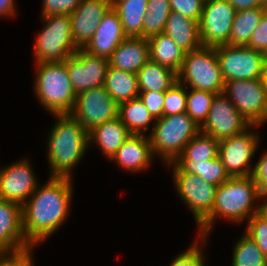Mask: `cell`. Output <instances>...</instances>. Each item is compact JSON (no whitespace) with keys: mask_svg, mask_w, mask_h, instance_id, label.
Instances as JSON below:
<instances>
[{"mask_svg":"<svg viewBox=\"0 0 267 266\" xmlns=\"http://www.w3.org/2000/svg\"><path fill=\"white\" fill-rule=\"evenodd\" d=\"M38 184L22 207L26 241L35 249L51 238L70 217L74 196L73 179L47 177Z\"/></svg>","mask_w":267,"mask_h":266,"instance_id":"6da1fadb","label":"cell"},{"mask_svg":"<svg viewBox=\"0 0 267 266\" xmlns=\"http://www.w3.org/2000/svg\"><path fill=\"white\" fill-rule=\"evenodd\" d=\"M50 116L56 120L46 136L49 176L74 179L75 168L90 150L89 132L70 114Z\"/></svg>","mask_w":267,"mask_h":266,"instance_id":"7a4b0ae2","label":"cell"},{"mask_svg":"<svg viewBox=\"0 0 267 266\" xmlns=\"http://www.w3.org/2000/svg\"><path fill=\"white\" fill-rule=\"evenodd\" d=\"M260 198L252 176L230 177L217 186L211 214L197 228V237L210 238L217 220L224 219L233 225L246 223L258 213Z\"/></svg>","mask_w":267,"mask_h":266,"instance_id":"3957f363","label":"cell"},{"mask_svg":"<svg viewBox=\"0 0 267 266\" xmlns=\"http://www.w3.org/2000/svg\"><path fill=\"white\" fill-rule=\"evenodd\" d=\"M34 66V98L49 115L70 114L76 94L65 62L36 63Z\"/></svg>","mask_w":267,"mask_h":266,"instance_id":"277c9868","label":"cell"},{"mask_svg":"<svg viewBox=\"0 0 267 266\" xmlns=\"http://www.w3.org/2000/svg\"><path fill=\"white\" fill-rule=\"evenodd\" d=\"M199 131L186 112L157 119L149 135L154 158L158 156L164 166L175 162Z\"/></svg>","mask_w":267,"mask_h":266,"instance_id":"5b68a950","label":"cell"},{"mask_svg":"<svg viewBox=\"0 0 267 266\" xmlns=\"http://www.w3.org/2000/svg\"><path fill=\"white\" fill-rule=\"evenodd\" d=\"M40 20L42 28L33 47L35 64L65 62L78 51L72 39L70 15L54 14Z\"/></svg>","mask_w":267,"mask_h":266,"instance_id":"8992f818","label":"cell"},{"mask_svg":"<svg viewBox=\"0 0 267 266\" xmlns=\"http://www.w3.org/2000/svg\"><path fill=\"white\" fill-rule=\"evenodd\" d=\"M177 82L186 88L215 94L223 92L225 81L215 47L201 46L197 50L187 52L177 73Z\"/></svg>","mask_w":267,"mask_h":266,"instance_id":"52a82bcc","label":"cell"},{"mask_svg":"<svg viewBox=\"0 0 267 266\" xmlns=\"http://www.w3.org/2000/svg\"><path fill=\"white\" fill-rule=\"evenodd\" d=\"M260 127L259 125H251L242 133L219 141L218 157L230 177L252 175L253 157L255 158L258 149L261 148V137H263L257 131Z\"/></svg>","mask_w":267,"mask_h":266,"instance_id":"ba28073f","label":"cell"},{"mask_svg":"<svg viewBox=\"0 0 267 266\" xmlns=\"http://www.w3.org/2000/svg\"><path fill=\"white\" fill-rule=\"evenodd\" d=\"M172 167V180L179 201L190 209L197 228L210 216L217 186L205 182L198 175L185 173L175 162L165 165Z\"/></svg>","mask_w":267,"mask_h":266,"instance_id":"9c48e42d","label":"cell"},{"mask_svg":"<svg viewBox=\"0 0 267 266\" xmlns=\"http://www.w3.org/2000/svg\"><path fill=\"white\" fill-rule=\"evenodd\" d=\"M224 81L261 79L267 56L248 46L215 47Z\"/></svg>","mask_w":267,"mask_h":266,"instance_id":"30bf717a","label":"cell"},{"mask_svg":"<svg viewBox=\"0 0 267 266\" xmlns=\"http://www.w3.org/2000/svg\"><path fill=\"white\" fill-rule=\"evenodd\" d=\"M223 93L251 125L267 123V94L261 79L225 81Z\"/></svg>","mask_w":267,"mask_h":266,"instance_id":"8fae6325","label":"cell"},{"mask_svg":"<svg viewBox=\"0 0 267 266\" xmlns=\"http://www.w3.org/2000/svg\"><path fill=\"white\" fill-rule=\"evenodd\" d=\"M236 12L227 0L204 1L198 23L201 45L216 47L228 44Z\"/></svg>","mask_w":267,"mask_h":266,"instance_id":"7c38bea8","label":"cell"},{"mask_svg":"<svg viewBox=\"0 0 267 266\" xmlns=\"http://www.w3.org/2000/svg\"><path fill=\"white\" fill-rule=\"evenodd\" d=\"M88 132L95 126L118 117V104L104 86L76 94L70 113Z\"/></svg>","mask_w":267,"mask_h":266,"instance_id":"4fadbf2b","label":"cell"},{"mask_svg":"<svg viewBox=\"0 0 267 266\" xmlns=\"http://www.w3.org/2000/svg\"><path fill=\"white\" fill-rule=\"evenodd\" d=\"M251 124L245 119L223 93L215 94L208 117L200 127V132L205 133L220 141L233 135L242 133Z\"/></svg>","mask_w":267,"mask_h":266,"instance_id":"5bb4252c","label":"cell"},{"mask_svg":"<svg viewBox=\"0 0 267 266\" xmlns=\"http://www.w3.org/2000/svg\"><path fill=\"white\" fill-rule=\"evenodd\" d=\"M25 157L0 167V199L13 201L21 206L36 190L40 181L35 174L32 160L26 155Z\"/></svg>","mask_w":267,"mask_h":266,"instance_id":"9a60e30c","label":"cell"},{"mask_svg":"<svg viewBox=\"0 0 267 266\" xmlns=\"http://www.w3.org/2000/svg\"><path fill=\"white\" fill-rule=\"evenodd\" d=\"M65 65L75 94L104 86L109 66L107 59L78 48V51L65 61Z\"/></svg>","mask_w":267,"mask_h":266,"instance_id":"2e32d148","label":"cell"},{"mask_svg":"<svg viewBox=\"0 0 267 266\" xmlns=\"http://www.w3.org/2000/svg\"><path fill=\"white\" fill-rule=\"evenodd\" d=\"M22 227L20 204L0 199V253L33 252Z\"/></svg>","mask_w":267,"mask_h":266,"instance_id":"e0dca14e","label":"cell"},{"mask_svg":"<svg viewBox=\"0 0 267 266\" xmlns=\"http://www.w3.org/2000/svg\"><path fill=\"white\" fill-rule=\"evenodd\" d=\"M112 7V0H82L70 15L71 34L78 48H83L92 38L101 19Z\"/></svg>","mask_w":267,"mask_h":266,"instance_id":"ac0fdd59","label":"cell"},{"mask_svg":"<svg viewBox=\"0 0 267 266\" xmlns=\"http://www.w3.org/2000/svg\"><path fill=\"white\" fill-rule=\"evenodd\" d=\"M148 135L131 134L109 160L129 174L147 171L154 161Z\"/></svg>","mask_w":267,"mask_h":266,"instance_id":"d6986e66","label":"cell"},{"mask_svg":"<svg viewBox=\"0 0 267 266\" xmlns=\"http://www.w3.org/2000/svg\"><path fill=\"white\" fill-rule=\"evenodd\" d=\"M126 38L120 18L113 7H111L101 19L96 32L83 49L108 60L112 52Z\"/></svg>","mask_w":267,"mask_h":266,"instance_id":"ffe728a7","label":"cell"},{"mask_svg":"<svg viewBox=\"0 0 267 266\" xmlns=\"http://www.w3.org/2000/svg\"><path fill=\"white\" fill-rule=\"evenodd\" d=\"M149 60L148 39L143 37H127L108 59L110 67L130 73H137Z\"/></svg>","mask_w":267,"mask_h":266,"instance_id":"44dd1931","label":"cell"},{"mask_svg":"<svg viewBox=\"0 0 267 266\" xmlns=\"http://www.w3.org/2000/svg\"><path fill=\"white\" fill-rule=\"evenodd\" d=\"M130 135L119 117H116L89 131V147H97L107 158L105 160H110Z\"/></svg>","mask_w":267,"mask_h":266,"instance_id":"7402d4cb","label":"cell"},{"mask_svg":"<svg viewBox=\"0 0 267 266\" xmlns=\"http://www.w3.org/2000/svg\"><path fill=\"white\" fill-rule=\"evenodd\" d=\"M163 33L170 36L186 53L197 50L202 46L198 22L178 12H170Z\"/></svg>","mask_w":267,"mask_h":266,"instance_id":"603a6c76","label":"cell"},{"mask_svg":"<svg viewBox=\"0 0 267 266\" xmlns=\"http://www.w3.org/2000/svg\"><path fill=\"white\" fill-rule=\"evenodd\" d=\"M118 117L127 130L135 135L149 133V136L156 122L139 97L119 103Z\"/></svg>","mask_w":267,"mask_h":266,"instance_id":"cb8c5ba5","label":"cell"},{"mask_svg":"<svg viewBox=\"0 0 267 266\" xmlns=\"http://www.w3.org/2000/svg\"><path fill=\"white\" fill-rule=\"evenodd\" d=\"M149 59L176 73L180 70L185 54L170 36L160 33L148 38Z\"/></svg>","mask_w":267,"mask_h":266,"instance_id":"d4e9b609","label":"cell"},{"mask_svg":"<svg viewBox=\"0 0 267 266\" xmlns=\"http://www.w3.org/2000/svg\"><path fill=\"white\" fill-rule=\"evenodd\" d=\"M148 0H112L126 37H143L144 15Z\"/></svg>","mask_w":267,"mask_h":266,"instance_id":"484cf974","label":"cell"},{"mask_svg":"<svg viewBox=\"0 0 267 266\" xmlns=\"http://www.w3.org/2000/svg\"><path fill=\"white\" fill-rule=\"evenodd\" d=\"M139 92H166L177 83V73L151 60L136 73Z\"/></svg>","mask_w":267,"mask_h":266,"instance_id":"4316f807","label":"cell"},{"mask_svg":"<svg viewBox=\"0 0 267 266\" xmlns=\"http://www.w3.org/2000/svg\"><path fill=\"white\" fill-rule=\"evenodd\" d=\"M104 88L117 103L139 96L137 74L108 66Z\"/></svg>","mask_w":267,"mask_h":266,"instance_id":"83f0119b","label":"cell"},{"mask_svg":"<svg viewBox=\"0 0 267 266\" xmlns=\"http://www.w3.org/2000/svg\"><path fill=\"white\" fill-rule=\"evenodd\" d=\"M266 10V7H261L237 11L232 23L228 45L247 46Z\"/></svg>","mask_w":267,"mask_h":266,"instance_id":"f1b7e54d","label":"cell"},{"mask_svg":"<svg viewBox=\"0 0 267 266\" xmlns=\"http://www.w3.org/2000/svg\"><path fill=\"white\" fill-rule=\"evenodd\" d=\"M219 141L198 132L184 147L182 154L175 163H200L218 157Z\"/></svg>","mask_w":267,"mask_h":266,"instance_id":"f546056e","label":"cell"},{"mask_svg":"<svg viewBox=\"0 0 267 266\" xmlns=\"http://www.w3.org/2000/svg\"><path fill=\"white\" fill-rule=\"evenodd\" d=\"M240 238V239H239ZM234 241L231 266H267V257L244 232Z\"/></svg>","mask_w":267,"mask_h":266,"instance_id":"4dcf8cb0","label":"cell"},{"mask_svg":"<svg viewBox=\"0 0 267 266\" xmlns=\"http://www.w3.org/2000/svg\"><path fill=\"white\" fill-rule=\"evenodd\" d=\"M185 173L198 175L205 182L219 186L221 183L227 181L230 176L226 172L221 159L206 160L200 163H176Z\"/></svg>","mask_w":267,"mask_h":266,"instance_id":"1f68e13d","label":"cell"},{"mask_svg":"<svg viewBox=\"0 0 267 266\" xmlns=\"http://www.w3.org/2000/svg\"><path fill=\"white\" fill-rule=\"evenodd\" d=\"M171 12L169 0H148L147 13L143 21V38L164 32L165 23Z\"/></svg>","mask_w":267,"mask_h":266,"instance_id":"d6a6232c","label":"cell"},{"mask_svg":"<svg viewBox=\"0 0 267 266\" xmlns=\"http://www.w3.org/2000/svg\"><path fill=\"white\" fill-rule=\"evenodd\" d=\"M214 96L215 93L213 92L187 88L186 113L199 128L204 124L208 117Z\"/></svg>","mask_w":267,"mask_h":266,"instance_id":"836d02e7","label":"cell"},{"mask_svg":"<svg viewBox=\"0 0 267 266\" xmlns=\"http://www.w3.org/2000/svg\"><path fill=\"white\" fill-rule=\"evenodd\" d=\"M195 237L193 243L191 242L188 248L179 252L168 266H207L205 263L209 256H206L204 247L210 240L207 237Z\"/></svg>","mask_w":267,"mask_h":266,"instance_id":"e575fe53","label":"cell"},{"mask_svg":"<svg viewBox=\"0 0 267 266\" xmlns=\"http://www.w3.org/2000/svg\"><path fill=\"white\" fill-rule=\"evenodd\" d=\"M187 88L180 84H174L165 92L163 116H171L186 112Z\"/></svg>","mask_w":267,"mask_h":266,"instance_id":"d590c367","label":"cell"},{"mask_svg":"<svg viewBox=\"0 0 267 266\" xmlns=\"http://www.w3.org/2000/svg\"><path fill=\"white\" fill-rule=\"evenodd\" d=\"M245 225L244 233L256 242L267 257V222L257 213Z\"/></svg>","mask_w":267,"mask_h":266,"instance_id":"8d00e7d4","label":"cell"},{"mask_svg":"<svg viewBox=\"0 0 267 266\" xmlns=\"http://www.w3.org/2000/svg\"><path fill=\"white\" fill-rule=\"evenodd\" d=\"M82 0H42L41 17L54 14L71 15Z\"/></svg>","mask_w":267,"mask_h":266,"instance_id":"74e56055","label":"cell"},{"mask_svg":"<svg viewBox=\"0 0 267 266\" xmlns=\"http://www.w3.org/2000/svg\"><path fill=\"white\" fill-rule=\"evenodd\" d=\"M171 11L178 12L198 23L203 11V0H169Z\"/></svg>","mask_w":267,"mask_h":266,"instance_id":"f35d334b","label":"cell"},{"mask_svg":"<svg viewBox=\"0 0 267 266\" xmlns=\"http://www.w3.org/2000/svg\"><path fill=\"white\" fill-rule=\"evenodd\" d=\"M139 99L150 112L152 117L157 120L163 117V105L165 101V92L146 91L139 92Z\"/></svg>","mask_w":267,"mask_h":266,"instance_id":"ab89813d","label":"cell"},{"mask_svg":"<svg viewBox=\"0 0 267 266\" xmlns=\"http://www.w3.org/2000/svg\"><path fill=\"white\" fill-rule=\"evenodd\" d=\"M247 46L267 56V10L262 15L259 25L252 33Z\"/></svg>","mask_w":267,"mask_h":266,"instance_id":"60d3db41","label":"cell"},{"mask_svg":"<svg viewBox=\"0 0 267 266\" xmlns=\"http://www.w3.org/2000/svg\"><path fill=\"white\" fill-rule=\"evenodd\" d=\"M258 158L251 176L258 187L260 197H267V150H262Z\"/></svg>","mask_w":267,"mask_h":266,"instance_id":"b9f144b4","label":"cell"},{"mask_svg":"<svg viewBox=\"0 0 267 266\" xmlns=\"http://www.w3.org/2000/svg\"><path fill=\"white\" fill-rule=\"evenodd\" d=\"M33 255V252L0 253V266H23Z\"/></svg>","mask_w":267,"mask_h":266,"instance_id":"7bdbcfd3","label":"cell"},{"mask_svg":"<svg viewBox=\"0 0 267 266\" xmlns=\"http://www.w3.org/2000/svg\"><path fill=\"white\" fill-rule=\"evenodd\" d=\"M17 0H0V19H13L17 16Z\"/></svg>","mask_w":267,"mask_h":266,"instance_id":"ee69618b","label":"cell"},{"mask_svg":"<svg viewBox=\"0 0 267 266\" xmlns=\"http://www.w3.org/2000/svg\"><path fill=\"white\" fill-rule=\"evenodd\" d=\"M236 11L264 7L262 0H227Z\"/></svg>","mask_w":267,"mask_h":266,"instance_id":"f6af8a7d","label":"cell"},{"mask_svg":"<svg viewBox=\"0 0 267 266\" xmlns=\"http://www.w3.org/2000/svg\"><path fill=\"white\" fill-rule=\"evenodd\" d=\"M258 214L267 222V197H261Z\"/></svg>","mask_w":267,"mask_h":266,"instance_id":"bcb514c9","label":"cell"},{"mask_svg":"<svg viewBox=\"0 0 267 266\" xmlns=\"http://www.w3.org/2000/svg\"><path fill=\"white\" fill-rule=\"evenodd\" d=\"M261 80H262L263 87H264L266 94H267V61L265 63L264 69H263Z\"/></svg>","mask_w":267,"mask_h":266,"instance_id":"7dc6e473","label":"cell"},{"mask_svg":"<svg viewBox=\"0 0 267 266\" xmlns=\"http://www.w3.org/2000/svg\"><path fill=\"white\" fill-rule=\"evenodd\" d=\"M34 256L35 255H33L23 266H36Z\"/></svg>","mask_w":267,"mask_h":266,"instance_id":"c3c4849f","label":"cell"},{"mask_svg":"<svg viewBox=\"0 0 267 266\" xmlns=\"http://www.w3.org/2000/svg\"><path fill=\"white\" fill-rule=\"evenodd\" d=\"M263 6L267 8V0H262Z\"/></svg>","mask_w":267,"mask_h":266,"instance_id":"681fc988","label":"cell"}]
</instances>
